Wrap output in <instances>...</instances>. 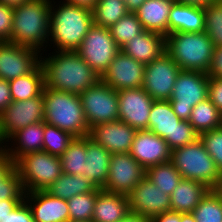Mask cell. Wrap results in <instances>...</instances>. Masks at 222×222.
<instances>
[{"mask_svg":"<svg viewBox=\"0 0 222 222\" xmlns=\"http://www.w3.org/2000/svg\"><path fill=\"white\" fill-rule=\"evenodd\" d=\"M55 52V55L49 54L48 58L41 56L45 88L80 95L100 81V77L77 51Z\"/></svg>","mask_w":222,"mask_h":222,"instance_id":"obj_1","label":"cell"},{"mask_svg":"<svg viewBox=\"0 0 222 222\" xmlns=\"http://www.w3.org/2000/svg\"><path fill=\"white\" fill-rule=\"evenodd\" d=\"M55 3L50 7L48 42H53L58 51H77L93 25L92 11L63 1L55 8Z\"/></svg>","mask_w":222,"mask_h":222,"instance_id":"obj_2","label":"cell"},{"mask_svg":"<svg viewBox=\"0 0 222 222\" xmlns=\"http://www.w3.org/2000/svg\"><path fill=\"white\" fill-rule=\"evenodd\" d=\"M51 5L50 0H29L13 7L10 42L45 51L43 46L49 40Z\"/></svg>","mask_w":222,"mask_h":222,"instance_id":"obj_3","label":"cell"},{"mask_svg":"<svg viewBox=\"0 0 222 222\" xmlns=\"http://www.w3.org/2000/svg\"><path fill=\"white\" fill-rule=\"evenodd\" d=\"M213 49V41L205 31L175 32L165 37V52L184 71L207 73Z\"/></svg>","mask_w":222,"mask_h":222,"instance_id":"obj_4","label":"cell"},{"mask_svg":"<svg viewBox=\"0 0 222 222\" xmlns=\"http://www.w3.org/2000/svg\"><path fill=\"white\" fill-rule=\"evenodd\" d=\"M44 122L74 137L89 136L90 129L78 94L43 88Z\"/></svg>","mask_w":222,"mask_h":222,"instance_id":"obj_5","label":"cell"},{"mask_svg":"<svg viewBox=\"0 0 222 222\" xmlns=\"http://www.w3.org/2000/svg\"><path fill=\"white\" fill-rule=\"evenodd\" d=\"M170 162L182 178L200 181L210 189L222 188V173L200 138L172 150Z\"/></svg>","mask_w":222,"mask_h":222,"instance_id":"obj_6","label":"cell"},{"mask_svg":"<svg viewBox=\"0 0 222 222\" xmlns=\"http://www.w3.org/2000/svg\"><path fill=\"white\" fill-rule=\"evenodd\" d=\"M13 166L25 193L46 190L62 174L61 159L45 151L26 154Z\"/></svg>","mask_w":222,"mask_h":222,"instance_id":"obj_7","label":"cell"},{"mask_svg":"<svg viewBox=\"0 0 222 222\" xmlns=\"http://www.w3.org/2000/svg\"><path fill=\"white\" fill-rule=\"evenodd\" d=\"M208 82L205 72L181 70L178 73L169 99L178 118L188 121L193 107L208 98Z\"/></svg>","mask_w":222,"mask_h":222,"instance_id":"obj_8","label":"cell"},{"mask_svg":"<svg viewBox=\"0 0 222 222\" xmlns=\"http://www.w3.org/2000/svg\"><path fill=\"white\" fill-rule=\"evenodd\" d=\"M121 51L109 28L93 24L77 50L81 58L101 77Z\"/></svg>","mask_w":222,"mask_h":222,"instance_id":"obj_9","label":"cell"},{"mask_svg":"<svg viewBox=\"0 0 222 222\" xmlns=\"http://www.w3.org/2000/svg\"><path fill=\"white\" fill-rule=\"evenodd\" d=\"M89 129L99 123L118 120L119 104L117 91L101 80L80 95Z\"/></svg>","mask_w":222,"mask_h":222,"instance_id":"obj_10","label":"cell"},{"mask_svg":"<svg viewBox=\"0 0 222 222\" xmlns=\"http://www.w3.org/2000/svg\"><path fill=\"white\" fill-rule=\"evenodd\" d=\"M180 71L179 66L164 52L158 58L145 65L142 88L153 100H169L176 77Z\"/></svg>","mask_w":222,"mask_h":222,"instance_id":"obj_11","label":"cell"},{"mask_svg":"<svg viewBox=\"0 0 222 222\" xmlns=\"http://www.w3.org/2000/svg\"><path fill=\"white\" fill-rule=\"evenodd\" d=\"M40 53L32 47L0 42V79L10 81L33 72L41 64Z\"/></svg>","mask_w":222,"mask_h":222,"instance_id":"obj_12","label":"cell"},{"mask_svg":"<svg viewBox=\"0 0 222 222\" xmlns=\"http://www.w3.org/2000/svg\"><path fill=\"white\" fill-rule=\"evenodd\" d=\"M41 121H44L43 93L32 99L12 101L0 114V133L6 142L16 131Z\"/></svg>","mask_w":222,"mask_h":222,"instance_id":"obj_13","label":"cell"},{"mask_svg":"<svg viewBox=\"0 0 222 222\" xmlns=\"http://www.w3.org/2000/svg\"><path fill=\"white\" fill-rule=\"evenodd\" d=\"M146 170L129 153H112L109 177L103 190L128 196Z\"/></svg>","mask_w":222,"mask_h":222,"instance_id":"obj_14","label":"cell"},{"mask_svg":"<svg viewBox=\"0 0 222 222\" xmlns=\"http://www.w3.org/2000/svg\"><path fill=\"white\" fill-rule=\"evenodd\" d=\"M118 120L136 130H148L149 114L154 100L142 88L122 89L117 91Z\"/></svg>","mask_w":222,"mask_h":222,"instance_id":"obj_15","label":"cell"},{"mask_svg":"<svg viewBox=\"0 0 222 222\" xmlns=\"http://www.w3.org/2000/svg\"><path fill=\"white\" fill-rule=\"evenodd\" d=\"M128 198L130 212L149 219L171 211L170 195L162 192L146 176L132 189Z\"/></svg>","mask_w":222,"mask_h":222,"instance_id":"obj_16","label":"cell"},{"mask_svg":"<svg viewBox=\"0 0 222 222\" xmlns=\"http://www.w3.org/2000/svg\"><path fill=\"white\" fill-rule=\"evenodd\" d=\"M145 65L120 51L110 63L100 80L119 91L143 85Z\"/></svg>","mask_w":222,"mask_h":222,"instance_id":"obj_17","label":"cell"},{"mask_svg":"<svg viewBox=\"0 0 222 222\" xmlns=\"http://www.w3.org/2000/svg\"><path fill=\"white\" fill-rule=\"evenodd\" d=\"M171 152L167 142L151 130H137L129 154L146 170L169 162Z\"/></svg>","mask_w":222,"mask_h":222,"instance_id":"obj_18","label":"cell"},{"mask_svg":"<svg viewBox=\"0 0 222 222\" xmlns=\"http://www.w3.org/2000/svg\"><path fill=\"white\" fill-rule=\"evenodd\" d=\"M137 130L123 121L99 123L92 127L89 137L112 153H129Z\"/></svg>","mask_w":222,"mask_h":222,"instance_id":"obj_19","label":"cell"},{"mask_svg":"<svg viewBox=\"0 0 222 222\" xmlns=\"http://www.w3.org/2000/svg\"><path fill=\"white\" fill-rule=\"evenodd\" d=\"M34 222H67L70 220L67 200L52 196L46 190L24 194Z\"/></svg>","mask_w":222,"mask_h":222,"instance_id":"obj_20","label":"cell"},{"mask_svg":"<svg viewBox=\"0 0 222 222\" xmlns=\"http://www.w3.org/2000/svg\"><path fill=\"white\" fill-rule=\"evenodd\" d=\"M120 49L124 54L147 65L165 52V36L144 30Z\"/></svg>","mask_w":222,"mask_h":222,"instance_id":"obj_21","label":"cell"},{"mask_svg":"<svg viewBox=\"0 0 222 222\" xmlns=\"http://www.w3.org/2000/svg\"><path fill=\"white\" fill-rule=\"evenodd\" d=\"M110 159L109 151L86 136L84 177L99 189H102L108 180Z\"/></svg>","mask_w":222,"mask_h":222,"instance_id":"obj_22","label":"cell"},{"mask_svg":"<svg viewBox=\"0 0 222 222\" xmlns=\"http://www.w3.org/2000/svg\"><path fill=\"white\" fill-rule=\"evenodd\" d=\"M43 136L44 121L30 124L16 131L7 139L6 142L14 140V143L11 144L13 145L12 147L6 145L5 152L14 164L20 157L26 154L43 151Z\"/></svg>","mask_w":222,"mask_h":222,"instance_id":"obj_23","label":"cell"},{"mask_svg":"<svg viewBox=\"0 0 222 222\" xmlns=\"http://www.w3.org/2000/svg\"><path fill=\"white\" fill-rule=\"evenodd\" d=\"M129 213L128 196L100 189L91 222H119Z\"/></svg>","mask_w":222,"mask_h":222,"instance_id":"obj_24","label":"cell"},{"mask_svg":"<svg viewBox=\"0 0 222 222\" xmlns=\"http://www.w3.org/2000/svg\"><path fill=\"white\" fill-rule=\"evenodd\" d=\"M175 0H146L134 12L144 30L169 34V14Z\"/></svg>","mask_w":222,"mask_h":222,"instance_id":"obj_25","label":"cell"},{"mask_svg":"<svg viewBox=\"0 0 222 222\" xmlns=\"http://www.w3.org/2000/svg\"><path fill=\"white\" fill-rule=\"evenodd\" d=\"M205 31L204 7L174 2L169 14V34Z\"/></svg>","mask_w":222,"mask_h":222,"instance_id":"obj_26","label":"cell"},{"mask_svg":"<svg viewBox=\"0 0 222 222\" xmlns=\"http://www.w3.org/2000/svg\"><path fill=\"white\" fill-rule=\"evenodd\" d=\"M209 190L210 188L200 181L182 178L170 195L171 211L192 213Z\"/></svg>","mask_w":222,"mask_h":222,"instance_id":"obj_27","label":"cell"},{"mask_svg":"<svg viewBox=\"0 0 222 222\" xmlns=\"http://www.w3.org/2000/svg\"><path fill=\"white\" fill-rule=\"evenodd\" d=\"M180 121L169 100H154L149 114L148 130L163 139H173V130Z\"/></svg>","mask_w":222,"mask_h":222,"instance_id":"obj_28","label":"cell"},{"mask_svg":"<svg viewBox=\"0 0 222 222\" xmlns=\"http://www.w3.org/2000/svg\"><path fill=\"white\" fill-rule=\"evenodd\" d=\"M12 101H24L39 96L45 86L44 70L40 64L33 72L10 80Z\"/></svg>","mask_w":222,"mask_h":222,"instance_id":"obj_29","label":"cell"},{"mask_svg":"<svg viewBox=\"0 0 222 222\" xmlns=\"http://www.w3.org/2000/svg\"><path fill=\"white\" fill-rule=\"evenodd\" d=\"M97 187L82 175L62 173L46 191L52 196L68 200L78 194L95 191Z\"/></svg>","mask_w":222,"mask_h":222,"instance_id":"obj_30","label":"cell"},{"mask_svg":"<svg viewBox=\"0 0 222 222\" xmlns=\"http://www.w3.org/2000/svg\"><path fill=\"white\" fill-rule=\"evenodd\" d=\"M188 121L201 134L222 127V113L207 98L193 107Z\"/></svg>","mask_w":222,"mask_h":222,"instance_id":"obj_31","label":"cell"},{"mask_svg":"<svg viewBox=\"0 0 222 222\" xmlns=\"http://www.w3.org/2000/svg\"><path fill=\"white\" fill-rule=\"evenodd\" d=\"M93 24L110 28L128 12L124 0H97L91 8Z\"/></svg>","mask_w":222,"mask_h":222,"instance_id":"obj_32","label":"cell"},{"mask_svg":"<svg viewBox=\"0 0 222 222\" xmlns=\"http://www.w3.org/2000/svg\"><path fill=\"white\" fill-rule=\"evenodd\" d=\"M86 157V136L74 137L60 156L62 173L84 176Z\"/></svg>","mask_w":222,"mask_h":222,"instance_id":"obj_33","label":"cell"},{"mask_svg":"<svg viewBox=\"0 0 222 222\" xmlns=\"http://www.w3.org/2000/svg\"><path fill=\"white\" fill-rule=\"evenodd\" d=\"M192 214L196 222H222V191L210 189Z\"/></svg>","mask_w":222,"mask_h":222,"instance_id":"obj_34","label":"cell"},{"mask_svg":"<svg viewBox=\"0 0 222 222\" xmlns=\"http://www.w3.org/2000/svg\"><path fill=\"white\" fill-rule=\"evenodd\" d=\"M145 176L168 195H171L182 179L179 171L170 161L148 167Z\"/></svg>","mask_w":222,"mask_h":222,"instance_id":"obj_35","label":"cell"},{"mask_svg":"<svg viewBox=\"0 0 222 222\" xmlns=\"http://www.w3.org/2000/svg\"><path fill=\"white\" fill-rule=\"evenodd\" d=\"M109 30L116 44L121 48L128 41L132 40V38H135L137 35L142 33L144 28L136 14L129 12L117 23L112 25Z\"/></svg>","mask_w":222,"mask_h":222,"instance_id":"obj_36","label":"cell"},{"mask_svg":"<svg viewBox=\"0 0 222 222\" xmlns=\"http://www.w3.org/2000/svg\"><path fill=\"white\" fill-rule=\"evenodd\" d=\"M95 191L78 194L67 200L70 220L92 221L97 192Z\"/></svg>","mask_w":222,"mask_h":222,"instance_id":"obj_37","label":"cell"},{"mask_svg":"<svg viewBox=\"0 0 222 222\" xmlns=\"http://www.w3.org/2000/svg\"><path fill=\"white\" fill-rule=\"evenodd\" d=\"M73 139L69 132L44 122L43 151L60 157Z\"/></svg>","mask_w":222,"mask_h":222,"instance_id":"obj_38","label":"cell"},{"mask_svg":"<svg viewBox=\"0 0 222 222\" xmlns=\"http://www.w3.org/2000/svg\"><path fill=\"white\" fill-rule=\"evenodd\" d=\"M205 32L214 47L222 46V0H213L204 6Z\"/></svg>","mask_w":222,"mask_h":222,"instance_id":"obj_39","label":"cell"},{"mask_svg":"<svg viewBox=\"0 0 222 222\" xmlns=\"http://www.w3.org/2000/svg\"><path fill=\"white\" fill-rule=\"evenodd\" d=\"M24 189L18 171L13 166L0 179V201L7 199H24Z\"/></svg>","mask_w":222,"mask_h":222,"instance_id":"obj_40","label":"cell"},{"mask_svg":"<svg viewBox=\"0 0 222 222\" xmlns=\"http://www.w3.org/2000/svg\"><path fill=\"white\" fill-rule=\"evenodd\" d=\"M200 139L222 173V127L201 133Z\"/></svg>","mask_w":222,"mask_h":222,"instance_id":"obj_41","label":"cell"},{"mask_svg":"<svg viewBox=\"0 0 222 222\" xmlns=\"http://www.w3.org/2000/svg\"><path fill=\"white\" fill-rule=\"evenodd\" d=\"M200 138V134L193 128L189 121L181 120L173 130V139H164L169 148L174 150L185 146Z\"/></svg>","mask_w":222,"mask_h":222,"instance_id":"obj_42","label":"cell"},{"mask_svg":"<svg viewBox=\"0 0 222 222\" xmlns=\"http://www.w3.org/2000/svg\"><path fill=\"white\" fill-rule=\"evenodd\" d=\"M0 222H34L32 212L23 199L8 215L0 216Z\"/></svg>","mask_w":222,"mask_h":222,"instance_id":"obj_43","label":"cell"},{"mask_svg":"<svg viewBox=\"0 0 222 222\" xmlns=\"http://www.w3.org/2000/svg\"><path fill=\"white\" fill-rule=\"evenodd\" d=\"M12 24L13 7L0 3V42H10Z\"/></svg>","mask_w":222,"mask_h":222,"instance_id":"obj_44","label":"cell"},{"mask_svg":"<svg viewBox=\"0 0 222 222\" xmlns=\"http://www.w3.org/2000/svg\"><path fill=\"white\" fill-rule=\"evenodd\" d=\"M208 98L222 113V78L209 77Z\"/></svg>","mask_w":222,"mask_h":222,"instance_id":"obj_45","label":"cell"},{"mask_svg":"<svg viewBox=\"0 0 222 222\" xmlns=\"http://www.w3.org/2000/svg\"><path fill=\"white\" fill-rule=\"evenodd\" d=\"M207 75L209 77L222 78V46L214 47L212 62Z\"/></svg>","mask_w":222,"mask_h":222,"instance_id":"obj_46","label":"cell"},{"mask_svg":"<svg viewBox=\"0 0 222 222\" xmlns=\"http://www.w3.org/2000/svg\"><path fill=\"white\" fill-rule=\"evenodd\" d=\"M12 103L9 82L0 79V114Z\"/></svg>","mask_w":222,"mask_h":222,"instance_id":"obj_47","label":"cell"},{"mask_svg":"<svg viewBox=\"0 0 222 222\" xmlns=\"http://www.w3.org/2000/svg\"><path fill=\"white\" fill-rule=\"evenodd\" d=\"M151 222H181V213L174 211L164 212L154 216Z\"/></svg>","mask_w":222,"mask_h":222,"instance_id":"obj_48","label":"cell"},{"mask_svg":"<svg viewBox=\"0 0 222 222\" xmlns=\"http://www.w3.org/2000/svg\"><path fill=\"white\" fill-rule=\"evenodd\" d=\"M23 199H7L0 201V216L8 215Z\"/></svg>","mask_w":222,"mask_h":222,"instance_id":"obj_49","label":"cell"},{"mask_svg":"<svg viewBox=\"0 0 222 222\" xmlns=\"http://www.w3.org/2000/svg\"><path fill=\"white\" fill-rule=\"evenodd\" d=\"M13 162L5 151L0 152V179L3 177L11 168Z\"/></svg>","mask_w":222,"mask_h":222,"instance_id":"obj_50","label":"cell"},{"mask_svg":"<svg viewBox=\"0 0 222 222\" xmlns=\"http://www.w3.org/2000/svg\"><path fill=\"white\" fill-rule=\"evenodd\" d=\"M119 222H151V219H149L148 217L130 212L124 219H122Z\"/></svg>","mask_w":222,"mask_h":222,"instance_id":"obj_51","label":"cell"},{"mask_svg":"<svg viewBox=\"0 0 222 222\" xmlns=\"http://www.w3.org/2000/svg\"><path fill=\"white\" fill-rule=\"evenodd\" d=\"M63 2L73 4V5L83 6V7H87L91 9L93 6L96 5L97 0H65Z\"/></svg>","mask_w":222,"mask_h":222,"instance_id":"obj_52","label":"cell"},{"mask_svg":"<svg viewBox=\"0 0 222 222\" xmlns=\"http://www.w3.org/2000/svg\"><path fill=\"white\" fill-rule=\"evenodd\" d=\"M128 12L134 13L146 0H124Z\"/></svg>","mask_w":222,"mask_h":222,"instance_id":"obj_53","label":"cell"},{"mask_svg":"<svg viewBox=\"0 0 222 222\" xmlns=\"http://www.w3.org/2000/svg\"><path fill=\"white\" fill-rule=\"evenodd\" d=\"M213 0H175V2L204 7Z\"/></svg>","mask_w":222,"mask_h":222,"instance_id":"obj_54","label":"cell"},{"mask_svg":"<svg viewBox=\"0 0 222 222\" xmlns=\"http://www.w3.org/2000/svg\"><path fill=\"white\" fill-rule=\"evenodd\" d=\"M27 1H29V0H0V3H2L4 5L11 6V7H16L21 4H24Z\"/></svg>","mask_w":222,"mask_h":222,"instance_id":"obj_55","label":"cell"},{"mask_svg":"<svg viewBox=\"0 0 222 222\" xmlns=\"http://www.w3.org/2000/svg\"><path fill=\"white\" fill-rule=\"evenodd\" d=\"M181 222H196L192 213H181Z\"/></svg>","mask_w":222,"mask_h":222,"instance_id":"obj_56","label":"cell"},{"mask_svg":"<svg viewBox=\"0 0 222 222\" xmlns=\"http://www.w3.org/2000/svg\"><path fill=\"white\" fill-rule=\"evenodd\" d=\"M67 222H91V221H81V220H68Z\"/></svg>","mask_w":222,"mask_h":222,"instance_id":"obj_57","label":"cell"}]
</instances>
